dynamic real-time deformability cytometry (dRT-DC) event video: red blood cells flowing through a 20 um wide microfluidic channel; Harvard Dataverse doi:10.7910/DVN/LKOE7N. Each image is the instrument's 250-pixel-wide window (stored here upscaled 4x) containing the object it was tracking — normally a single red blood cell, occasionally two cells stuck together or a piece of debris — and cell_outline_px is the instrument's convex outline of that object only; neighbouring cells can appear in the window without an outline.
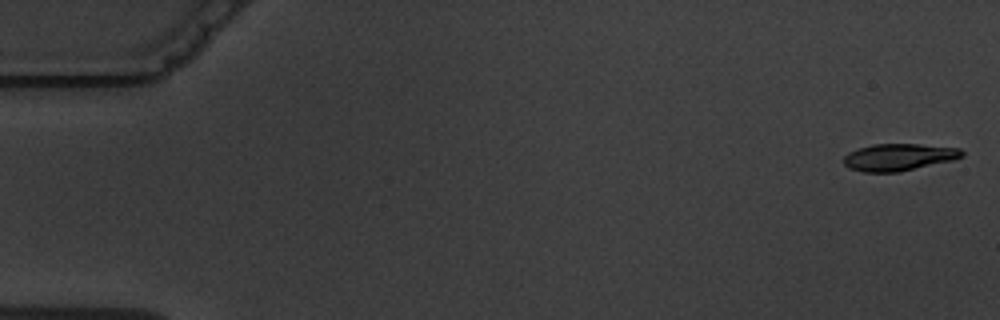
{"species": "common noctule bat (a hibernating species)", "species_latin": "Nyctalus noctula", "temperature_condition": "warm", "stored_images_in_passage": 5, "camera_frame_rate_fps": 3000, "um_per_image_px": 0.085, "animal": {"sex": "male", "body_mass_g": 19.5, "forearm_length_mm": 54.6}, "frame": {"image": 1, "passage_image": 1, "time_ms": 0.0, "image_size_px": [1000, 320], "cell_outline_px": [[964, 156], [952, 160], [900, 172], [864, 172], [848, 168], [844, 164], [844, 156], [848, 152], [872, 144], [920, 144], [960, 148], [964, 152]], "centroid_in_image_um": [76.39, 13.36], "position_along_channel_um": 8.6, "area_um2": 18.67}}